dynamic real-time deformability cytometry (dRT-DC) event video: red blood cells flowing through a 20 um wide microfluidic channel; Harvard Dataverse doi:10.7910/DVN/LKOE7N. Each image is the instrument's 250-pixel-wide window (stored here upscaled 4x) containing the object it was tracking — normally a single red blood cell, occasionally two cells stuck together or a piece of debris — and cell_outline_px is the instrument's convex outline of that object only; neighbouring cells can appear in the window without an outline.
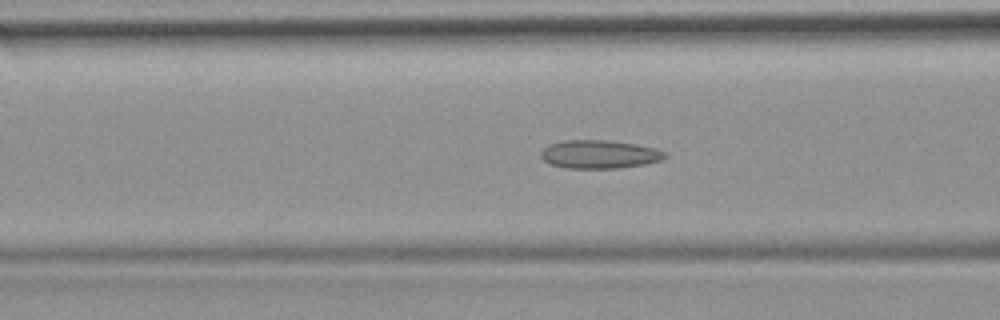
{"species": "common noctule bat (a hibernating species)", "species_latin": "Nyctalus noctula", "temperature_condition": "room temperature", "stored_images_in_passage": 43, "camera_frame_rate_fps": 3000, "um_per_image_px": 0.085, "animal": {"sex": "female", "body_mass_g": 19.9}, "frame": {"image": 1, "passage_image": 15, "time_ms": 4.667, "image_size_px": [1000, 320], "cell_outline_px": [[668, 156], [660, 160], [644, 164], [620, 168], [568, 168], [548, 164], [540, 156], [540, 152], [548, 144], [564, 140], [604, 140], [636, 144], [656, 148], [668, 152]], "centroid_in_image_um": [50.95, 13.11], "position_along_channel_um": 115.7, "area_um2": 20.63}}
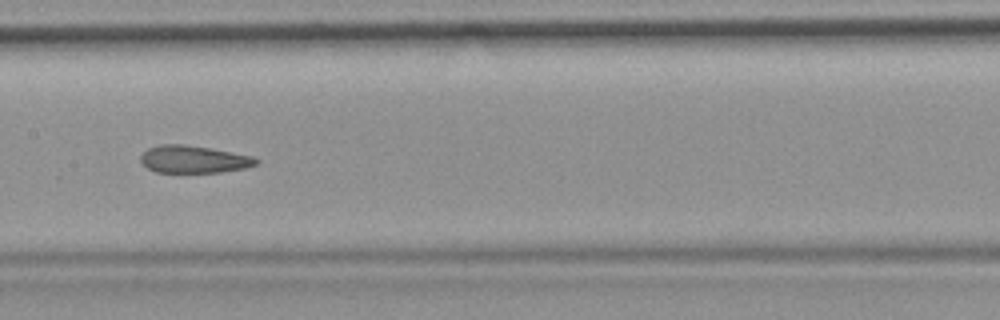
{"frame": {"image": 2, "passage_image": 21, "time_ms": 6.667, "image_size_px": [1000, 320], "cell_outline_px": [[260, 160], [256, 164], [244, 168], [220, 172], [156, 172], [148, 168], [140, 160], [140, 156], [148, 148], [160, 144], [184, 144], [208, 148], [252, 156]], "centroid_in_image_um": [16.44, 13.54], "position_along_channel_um": 191.0, "area_um2": 18.21}}
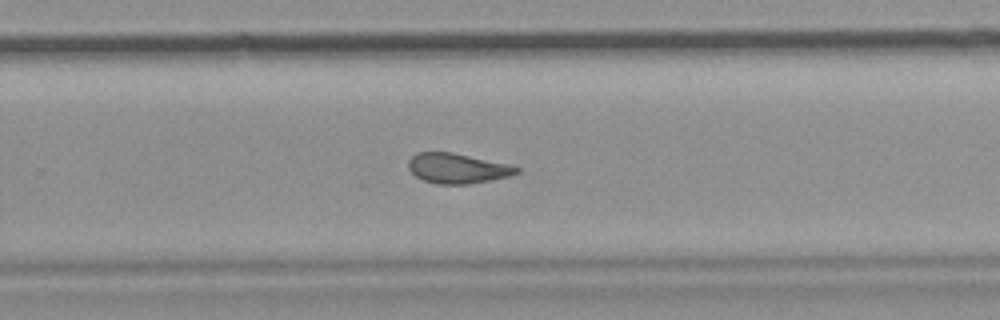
{"frame": {"image": 3, "passage_image": 29, "time_ms": 9.333, "image_size_px": [1000, 320], "cell_outline_px": [[520, 172], [508, 176], [468, 184], [436, 184], [424, 180], [416, 176], [408, 168], [408, 160], [416, 152], [452, 152], [508, 164], [520, 168]], "centroid_in_image_um": [38.85, 14.3], "position_along_channel_um": 291.0, "area_um2": 18.79}, "authors_computed_cell_mechanics": {"area_um2": 19.8254, "velocity_mm_per_s": 3.7656, "shape_relaxation_time_tau1_ms": null, "shape_relaxation_time_tau2_ms": 1.7626, "deformation_change_tau1": null, "deformation_change_tau2": 0.087}}